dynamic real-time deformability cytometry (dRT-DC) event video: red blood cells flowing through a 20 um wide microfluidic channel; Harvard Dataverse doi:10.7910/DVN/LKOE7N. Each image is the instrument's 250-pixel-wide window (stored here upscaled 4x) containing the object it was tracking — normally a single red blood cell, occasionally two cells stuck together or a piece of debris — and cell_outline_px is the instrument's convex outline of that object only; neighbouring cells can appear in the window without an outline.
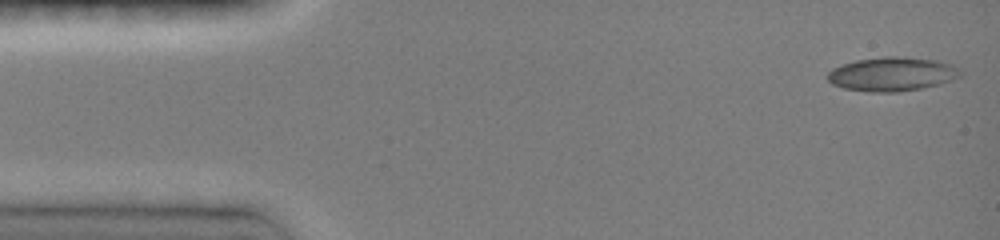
{"species": "common noctule bat (a hibernating species)", "species_latin": "Nyctalus noctula", "temperature_condition": "room temperature", "stored_images_in_passage": 36, "camera_frame_rate_fps": 3000, "um_per_image_px": 0.085, "animal": {"sex": "female", "body_mass_g": 19.0, "forearm_length_mm": 51.5}, "frame": {"image": 1, "passage_image": 1, "time_ms": 0.0, "image_size_px": [1000, 240], "cell_outline_px": [[960, 76], [940, 84], [900, 92], [872, 92], [844, 88], [832, 84], [828, 80], [828, 72], [832, 68], [856, 60], [884, 56], [904, 56], [936, 60], [952, 64], [960, 72]], "centroid_in_image_um": [75.81, 6.29], "position_along_channel_um": 9.2, "area_um2": 26.18}}
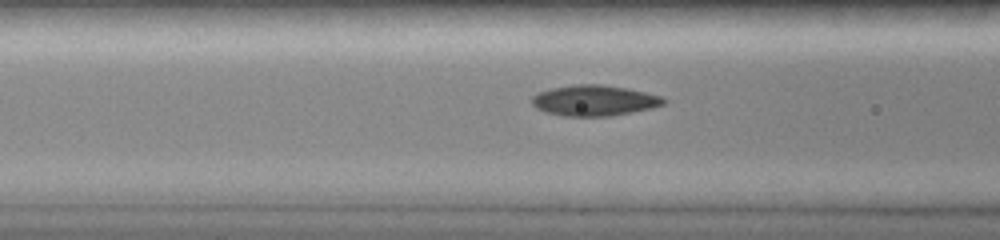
{"frame": {"image": 2, "passage_image": 15, "time_ms": 5.333, "image_size_px": [1000, 240], "cell_outline_px": [[668, 100], [664, 104], [652, 108], [612, 116], [564, 116], [548, 112], [536, 108], [532, 104], [532, 96], [536, 92], [552, 88], [572, 84], [600, 84], [628, 88], [664, 96]], "centroid_in_image_um": [50.55, 8.53], "position_along_channel_um": 116.1, "area_um2": 23.81}}
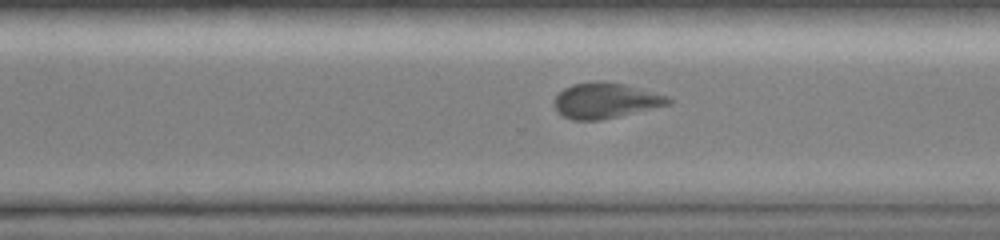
{"frame": {"image": 3, "passage_image": 31, "time_ms": 10.333, "image_size_px": [1000, 240], "cell_outline_px": [[672, 104], [600, 120], [572, 120], [556, 112], [556, 96], [564, 88], [572, 84], [596, 80], [624, 84], [640, 88], [668, 96], [672, 100]], "centroid_in_image_um": [51.48, 8.54], "position_along_channel_um": 319.1, "area_um2": 23.47}}